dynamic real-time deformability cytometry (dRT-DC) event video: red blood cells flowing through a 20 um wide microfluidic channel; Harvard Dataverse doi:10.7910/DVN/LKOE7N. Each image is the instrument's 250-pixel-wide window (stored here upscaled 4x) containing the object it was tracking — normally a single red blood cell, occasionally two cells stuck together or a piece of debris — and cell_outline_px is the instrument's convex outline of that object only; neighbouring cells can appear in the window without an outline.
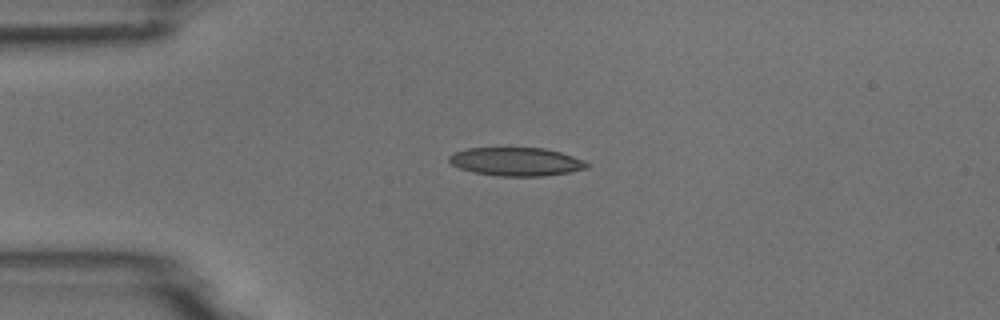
{"species": "common noctule bat (a hibernating species)", "species_latin": "Nyctalus noctula", "temperature_condition": "room temperature", "stored_images_in_passage": 39, "camera_frame_rate_fps": 3000, "um_per_image_px": 0.085, "animal": {"sex": "male", "body_mass_g": 18.8}, "frame": {"image": 1, "passage_image": 3, "time_ms": 0.667, "image_size_px": [1000, 320], "cell_outline_px": [[588, 168], [568, 172], [544, 176], [500, 176], [476, 172], [460, 168], [452, 164], [448, 160], [448, 156], [452, 152], [468, 148], [544, 148], [560, 152], [584, 160], [588, 164]], "centroid_in_image_um": [43.86, 13.73], "position_along_channel_um": 41.1, "area_um2": 22.66}}
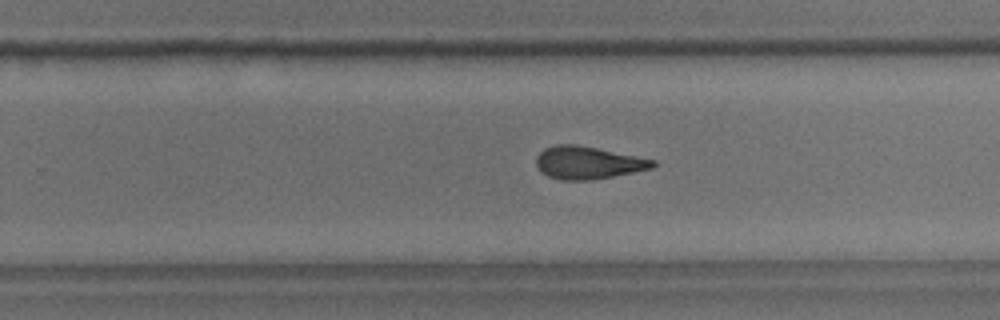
{"frame": {"image": 2, "passage_image": 24, "time_ms": 7.667, "image_size_px": [1000, 320], "cell_outline_px": [[656, 164], [652, 168], [592, 180], [560, 180], [548, 176], [540, 172], [536, 164], [536, 156], [544, 148], [556, 144], [576, 144], [656, 160]], "centroid_in_image_um": [49.93, 13.83], "position_along_channel_um": 279.9, "area_um2": 22.08}}
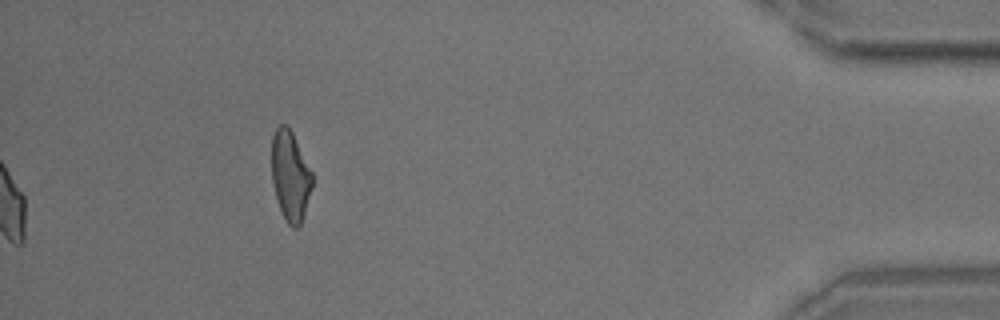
{"frame": {"image": 3, "passage_image": 39, "time_ms": 12.667, "image_size_px": [1000, 320], "cell_outline_px": [[312, 188], [300, 224], [296, 228], [292, 228], [288, 224], [280, 208], [276, 196], [272, 180], [272, 136], [276, 128], [280, 124], [288, 124], [312, 172]], "centroid_in_image_um": [24.67, 14.91], "position_along_channel_um": 410.5, "area_um2": 20.98}, "authors_computed_cell_mechanics": {"area_um2": 22.3108, "velocity_mm_per_s": 3.7594, "shape_relaxation_time_tau1_ms": 9.9024, "shape_relaxation_time_tau2_ms": 3.3569, "deformation_change_tau1": 0.2455, "deformation_change_tau2": 0.1246}}